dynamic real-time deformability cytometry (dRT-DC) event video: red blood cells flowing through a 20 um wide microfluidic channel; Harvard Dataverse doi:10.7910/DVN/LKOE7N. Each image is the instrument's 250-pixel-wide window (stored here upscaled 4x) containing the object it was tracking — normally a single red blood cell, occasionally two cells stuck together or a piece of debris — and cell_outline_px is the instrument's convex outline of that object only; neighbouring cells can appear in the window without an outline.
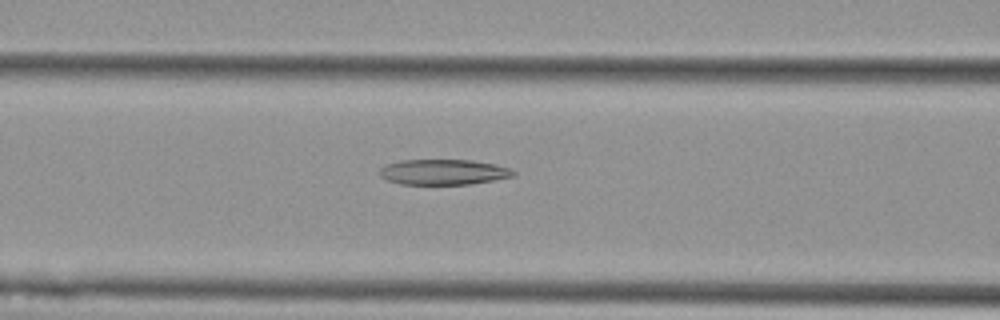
{"species": "Egyptian fruit bat (a non-hibernating species)", "species_latin": "Rousettus aegyptiacus", "temperature_condition": "cold", "stored_images_in_passage": 40, "camera_frame_rate_fps": 3000, "um_per_image_px": 0.085, "animal": {"sex": "female"}, "frame": {"image": 1, "passage_image": 9, "time_ms": 2.667, "image_size_px": [1000, 320], "cell_outline_px": [[516, 176], [468, 184], [400, 184], [388, 180], [380, 176], [380, 168], [384, 164], [400, 160], [472, 160], [496, 164], [508, 168], [516, 172]], "centroid_in_image_um": [37.67, 14.61], "position_along_channel_um": 128.9, "area_um2": 19.83}}
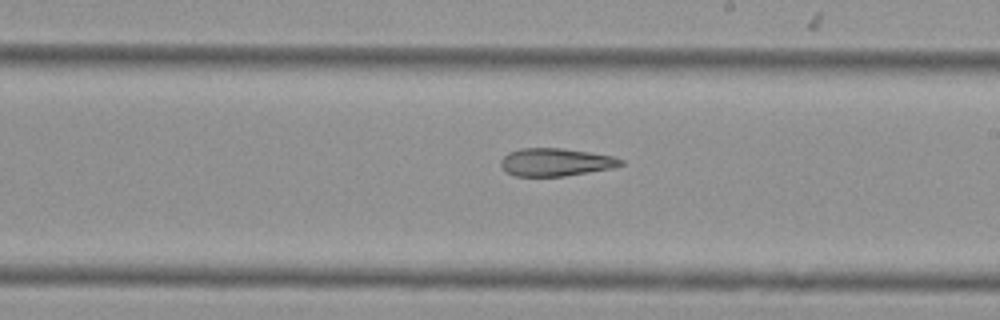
{"frame": {"image": 2, "passage_image": 18, "time_ms": 5.667, "image_size_px": [1000, 320], "cell_outline_px": [[624, 164], [612, 168], [564, 176], [516, 176], [504, 172], [500, 164], [500, 160], [508, 152], [520, 148], [560, 148], [588, 152], [612, 156], [624, 160]], "centroid_in_image_um": [47.19, 13.78], "position_along_channel_um": 241.8, "area_um2": 19.48}}
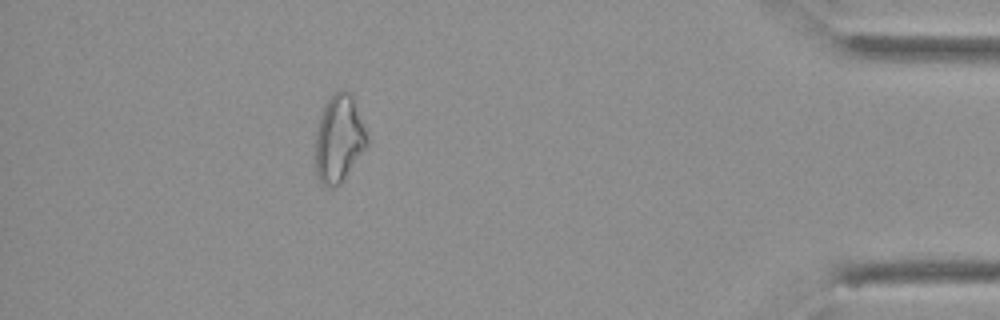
{"frame": {"image": 3, "passage_image": 35, "time_ms": 11.333, "image_size_px": [1000, 320], "cell_outline_px": [[368, 144], [340, 184], [332, 188], [324, 184], [320, 180], [316, 172], [316, 132], [320, 116], [324, 104], [332, 92], [340, 88], [344, 88], [352, 92], [368, 140]], "centroid_in_image_um": [28.8, 11.71], "position_along_channel_um": 406.4, "area_um2": 26.24}, "authors_computed_cell_mechanics": {"area_um2": 21.5594, "velocity_mm_per_s": 3.7782, "shape_relaxation_time_tau1_ms": null, "shape_relaxation_time_tau2_ms": 9.1948, "deformation_change_tau1": null, "deformation_change_tau2": 0.2396}}